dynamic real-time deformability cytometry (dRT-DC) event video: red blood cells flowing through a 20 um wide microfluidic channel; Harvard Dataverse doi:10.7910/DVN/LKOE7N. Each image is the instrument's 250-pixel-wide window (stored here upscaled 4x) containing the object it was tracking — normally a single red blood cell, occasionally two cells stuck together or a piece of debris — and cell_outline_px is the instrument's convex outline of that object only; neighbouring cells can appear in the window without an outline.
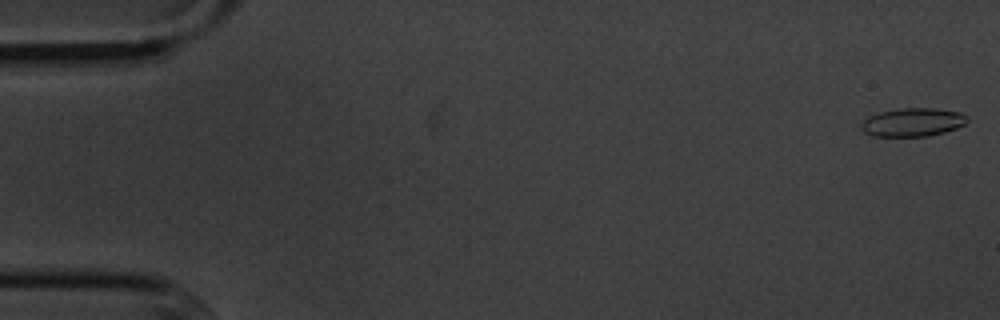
{"species": "common noctule bat (a hibernating species)", "species_latin": "Nyctalus noctula", "temperature_condition": "cold", "stored_images_in_passage": 55, "camera_frame_rate_fps": 3000, "um_per_image_px": 0.085, "animal": {"sex": "male", "body_mass_g": 20.1, "forearm_length_mm": 53.5}, "frame": {"image": 1, "passage_image": 1, "time_ms": 0.0, "image_size_px": [1000, 320], "cell_outline_px": [[968, 120], [964, 124], [956, 128], [944, 132], [928, 136], [872, 136], [864, 132], [860, 128], [860, 124], [868, 116], [880, 112], [900, 108], [936, 108], [960, 112], [968, 116]], "centroid_in_image_um": [77.57, 10.38], "position_along_channel_um": 7.4, "area_um2": 17.63}}
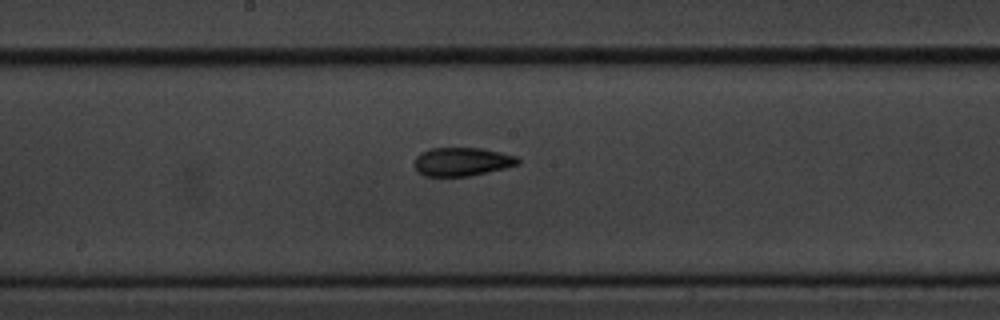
{"frame": {"image": 2, "passage_image": 29, "time_ms": 9.333, "image_size_px": [1000, 320], "cell_outline_px": [[520, 164], [504, 168], [468, 176], [424, 176], [412, 164], [416, 156], [420, 152], [432, 148], [480, 148], [500, 152], [516, 156], [520, 160]], "centroid_in_image_um": [39.24, 13.74], "position_along_channel_um": 209.0, "area_um2": 17.17}}
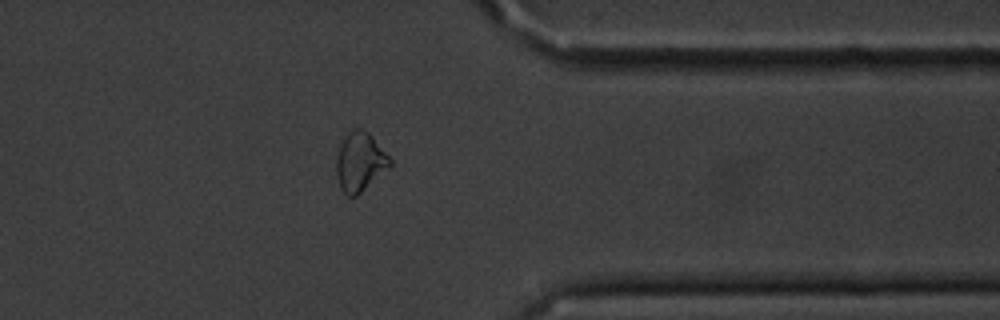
{"frame": {"image": 3, "passage_image": 44, "time_ms": 14.333, "image_size_px": [1000, 320], "cell_outline_px": [[392, 164], [356, 196], [348, 196], [340, 188], [336, 172], [336, 156], [340, 144], [344, 136], [352, 128], [364, 128], [372, 136], [392, 160]], "centroid_in_image_um": [30.57, 13.72], "position_along_channel_um": 380.8, "area_um2": 18.32}, "authors_computed_cell_mechanics": {"area_um2": 17.5134, "velocity_mm_per_s": 3.6167, "shape_relaxation_time_tau1_ms": 5.7384, "shape_relaxation_time_tau2_ms": 2.2686, "deformation_change_tau1": 0.1508, "deformation_change_tau2": 0.0736}}